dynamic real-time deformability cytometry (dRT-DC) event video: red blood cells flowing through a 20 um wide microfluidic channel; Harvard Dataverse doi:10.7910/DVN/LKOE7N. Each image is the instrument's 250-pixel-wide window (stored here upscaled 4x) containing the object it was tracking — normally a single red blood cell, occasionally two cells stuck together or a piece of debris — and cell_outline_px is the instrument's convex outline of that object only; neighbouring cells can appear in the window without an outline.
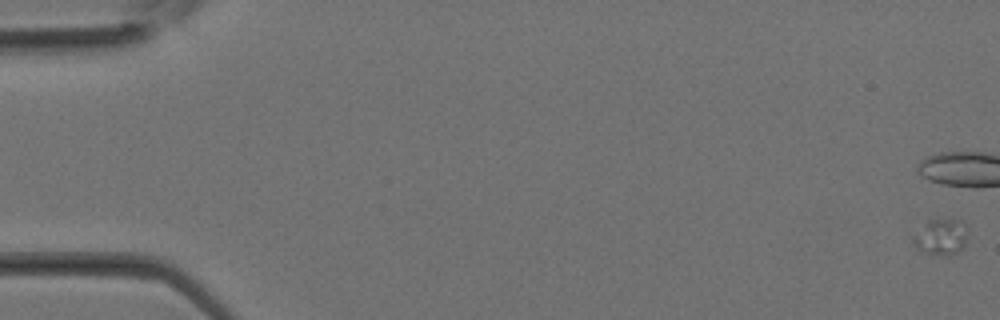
{"species": "Egyptian fruit bat (a non-hibernating species)", "species_latin": "Rousettus aegyptiacus", "temperature_condition": "room temperature", "stored_images_in_passage": 7, "camera_frame_rate_fps": 3000, "um_per_image_px": 0.085, "animal": {"sex": "female"}, "frame": {"image": 1, "passage_image": 1, "time_ms": 0.0, "image_size_px": [1000, 320], "cell_outline_px": [[964, 244], [956, 252], [948, 256], [920, 252], [916, 248], [912, 240], [928, 220], [932, 216], [960, 220], [964, 236]], "centroid_in_image_um": [79.9, 20.12], "position_along_channel_um": 5.1, "area_um2": 11.1}}